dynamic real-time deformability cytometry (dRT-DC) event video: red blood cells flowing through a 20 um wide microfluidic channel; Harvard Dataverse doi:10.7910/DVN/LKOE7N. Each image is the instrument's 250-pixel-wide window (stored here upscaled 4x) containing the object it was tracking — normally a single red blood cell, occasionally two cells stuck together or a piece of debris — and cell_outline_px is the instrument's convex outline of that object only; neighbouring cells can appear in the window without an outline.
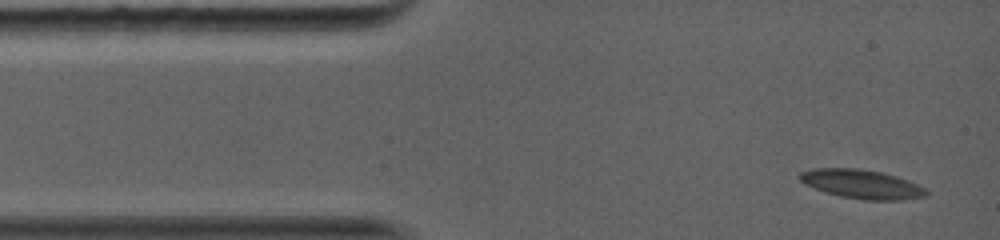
{"species": "common noctule bat (a hibernating species)", "species_latin": "Nyctalus noctula", "temperature_condition": "warm", "stored_images_in_passage": 6, "camera_frame_rate_fps": 5000, "um_per_image_px": 0.085, "animal": {"sex": "female", "body_mass_g": 19.0, "forearm_length_mm": 56.7}, "frame": {"image": 1, "passage_image": 1, "time_ms": 0.0, "image_size_px": [1000, 240], "cell_outline_px": [[928, 192], [924, 196], [900, 200], [864, 200], [840, 196], [816, 188], [800, 180], [800, 172], [816, 168], [856, 168], [880, 172], [896, 176], [908, 180], [928, 188]], "centroid_in_image_um": [73.31, 15.65], "position_along_channel_um": 11.7, "area_um2": 21.04}}
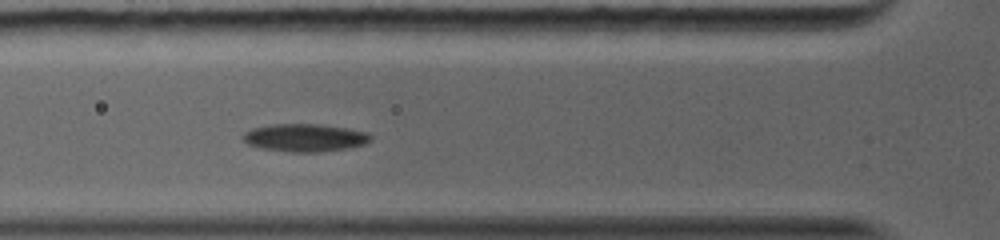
{"frame": {"image": 2, "passage_image": 5, "time_ms": 3.6, "image_size_px": [1000, 240], "cell_outline_px": [[372, 140], [368, 144], [348, 148], [320, 152], [292, 152], [264, 148], [248, 144], [244, 140], [244, 132], [252, 128], [272, 124], [320, 124], [348, 128], [368, 132], [372, 136]], "centroid_in_image_um": [25.99, 11.7], "position_along_channel_um": 99.8, "area_um2": 20.75}}
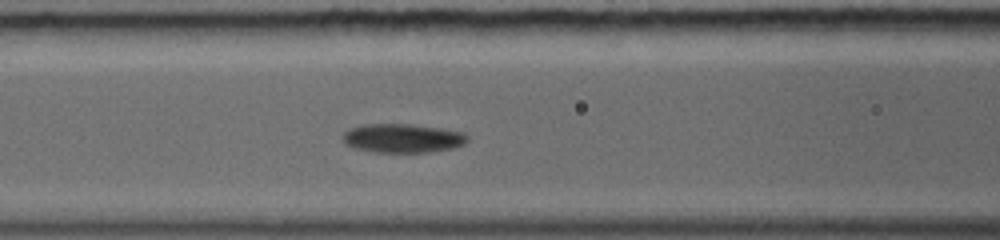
{"frame": {"image": 3, "passage_image": 6, "time_ms": 4.4, "image_size_px": [1000, 240], "cell_outline_px": [[468, 140], [464, 144], [452, 148], [428, 152], [376, 152], [356, 148], [348, 144], [344, 140], [344, 132], [348, 128], [364, 124], [412, 124], [440, 128], [464, 132], [468, 136]], "centroid_in_image_um": [34.25, 11.73], "position_along_channel_um": 132.3, "area_um2": 20.87}}